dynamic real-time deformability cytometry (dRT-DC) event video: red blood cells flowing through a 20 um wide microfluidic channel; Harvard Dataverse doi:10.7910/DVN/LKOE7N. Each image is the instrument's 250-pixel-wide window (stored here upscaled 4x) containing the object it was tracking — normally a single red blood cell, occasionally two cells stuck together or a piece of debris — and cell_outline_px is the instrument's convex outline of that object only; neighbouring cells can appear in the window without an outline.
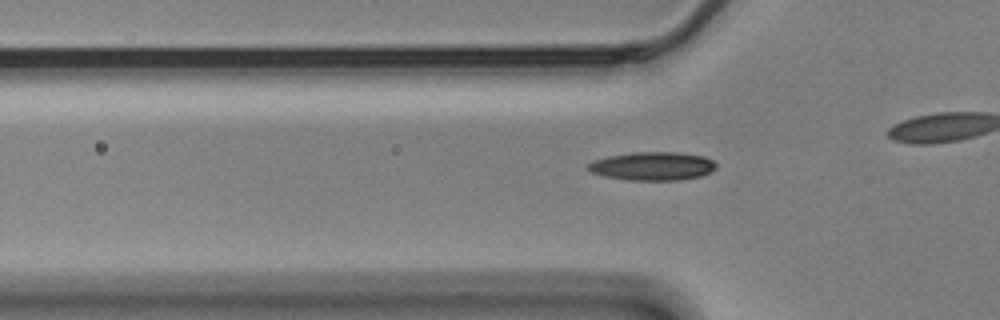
{"species": "Egyptian fruit bat (a non-hibernating species)", "species_latin": "Rousettus aegyptiacus", "temperature_condition": "cold", "stored_images_in_passage": 34, "camera_frame_rate_fps": 3000, "um_per_image_px": 0.085, "animal": {"sex": "male"}, "frame": {"image": 1, "passage_image": 7, "time_ms": 2.0, "image_size_px": [1000, 320], "cell_outline_px": [[716, 168], [700, 176], [676, 180], [628, 180], [604, 176], [592, 172], [584, 168], [592, 160], [608, 156], [632, 152], [680, 152], [704, 156], [712, 160], [716, 164]], "centroid_in_image_um": [55.42, 14.11], "position_along_channel_um": 70.4, "area_um2": 21.27}}
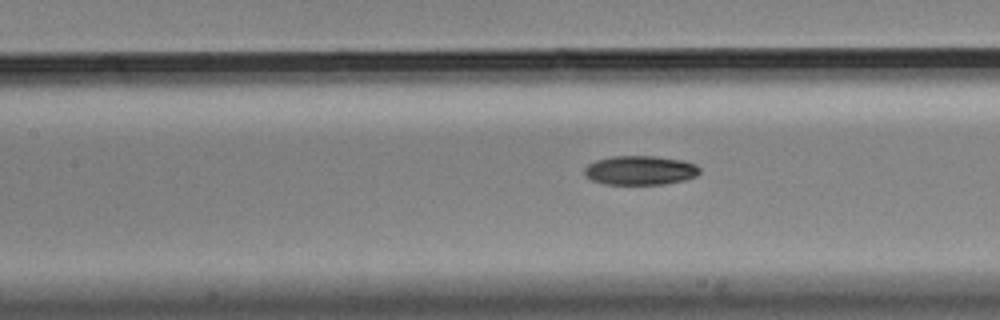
{"frame": {"image": 2, "passage_image": 14, "time_ms": 4.333, "image_size_px": [1000, 320], "cell_outline_px": [[700, 172], [696, 176], [684, 180], [664, 184], [604, 184], [592, 180], [584, 176], [584, 168], [588, 164], [596, 160], [612, 156], [656, 156], [684, 160], [696, 164], [700, 168]], "centroid_in_image_um": [54.41, 14.47], "position_along_channel_um": 153.0, "area_um2": 19.77}}
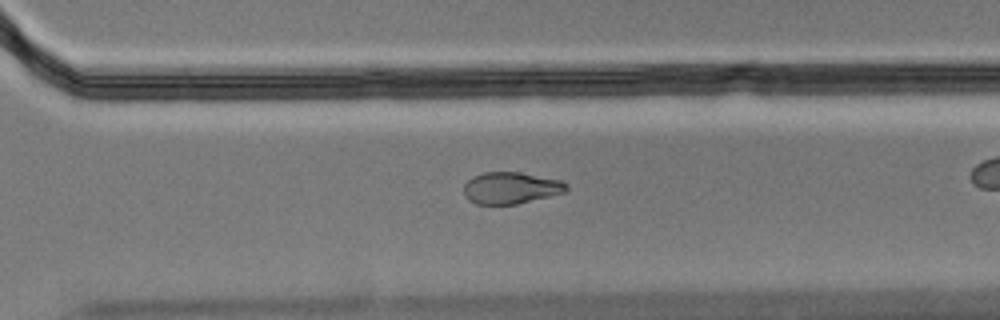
{"frame": {"image": 3, "passage_image": 29, "time_ms": 9.333, "image_size_px": [1000, 320], "cell_outline_px": [[568, 188], [564, 192], [516, 204], [476, 204], [468, 200], [464, 196], [464, 184], [472, 176], [484, 172], [520, 172], [560, 180], [568, 184]], "centroid_in_image_um": [43.38, 15.97], "position_along_channel_um": 327.2, "area_um2": 18.9}}